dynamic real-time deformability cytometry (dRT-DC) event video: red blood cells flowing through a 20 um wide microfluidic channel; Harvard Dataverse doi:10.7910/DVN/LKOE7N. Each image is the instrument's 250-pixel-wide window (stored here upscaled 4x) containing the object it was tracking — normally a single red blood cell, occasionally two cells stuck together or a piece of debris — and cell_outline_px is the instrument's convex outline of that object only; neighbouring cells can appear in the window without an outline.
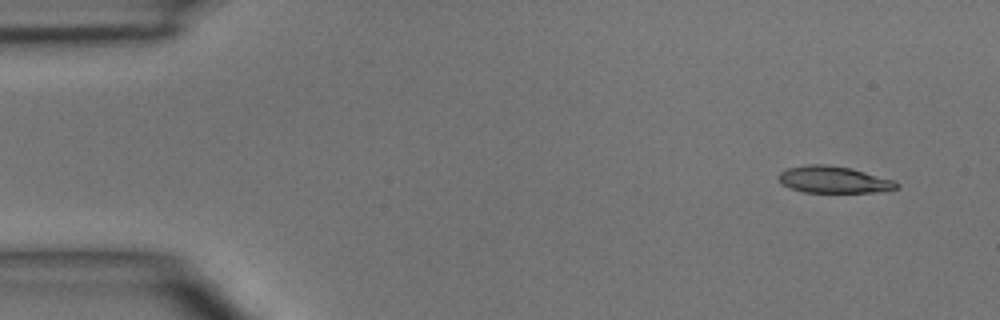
{"species": "common noctule bat (a hibernating species)", "species_latin": "Nyctalus noctula", "temperature_condition": "room temperature", "stored_images_in_passage": 4, "camera_frame_rate_fps": 3000, "um_per_image_px": 0.085, "animal": {"sex": "male", "body_mass_g": 15.6}, "frame": {"image": 1, "passage_image": 1, "time_ms": 0.0, "image_size_px": [1000, 320], "cell_outline_px": [[900, 188], [876, 192], [804, 192], [780, 184], [776, 176], [780, 172], [788, 168], [808, 164], [828, 164], [852, 168], [896, 180], [900, 184]], "centroid_in_image_um": [70.88, 15.26], "position_along_channel_um": 14.1, "area_um2": 18.73}}
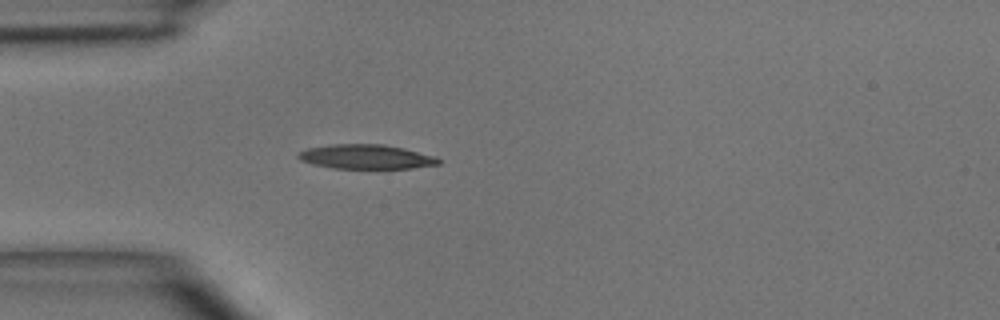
{"frame": {"image": 2, "passage_image": 4, "time_ms": 3.333, "image_size_px": [1000, 320], "cell_outline_px": [[440, 164], [412, 168], [332, 168], [312, 164], [300, 160], [296, 156], [300, 152], [308, 148], [332, 144], [384, 144], [404, 148], [436, 156], [440, 160]], "centroid_in_image_um": [31.13, 13.32], "position_along_channel_um": 53.9, "area_um2": 19.94}}